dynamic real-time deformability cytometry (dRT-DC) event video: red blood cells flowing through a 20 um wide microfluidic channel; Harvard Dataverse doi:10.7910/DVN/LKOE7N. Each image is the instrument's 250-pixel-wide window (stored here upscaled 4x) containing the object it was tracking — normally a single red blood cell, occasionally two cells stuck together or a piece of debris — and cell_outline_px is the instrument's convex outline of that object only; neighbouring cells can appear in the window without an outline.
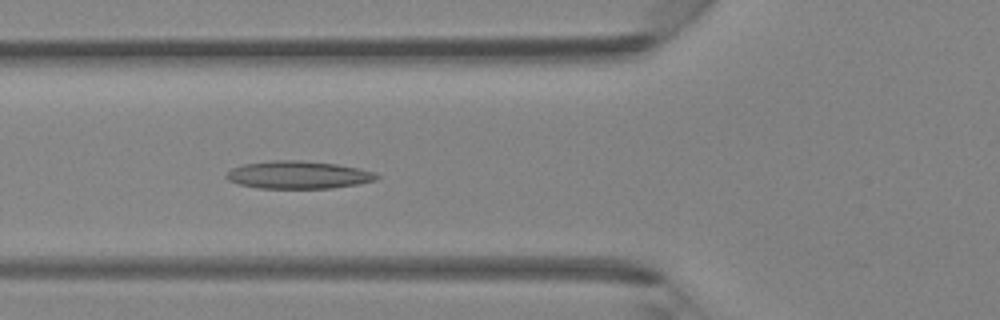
{"species": "Egyptian fruit bat (a non-hibernating species)", "species_latin": "Rousettus aegyptiacus", "temperature_condition": "room temperature", "stored_images_in_passage": 27, "camera_frame_rate_fps": 3000, "um_per_image_px": 0.085, "animal": {"sex": "female"}, "frame": {"image": 1, "passage_image": 16, "time_ms": 5.0, "image_size_px": [1000, 320], "cell_outline_px": [[380, 176], [376, 180], [356, 184], [332, 188], [260, 188], [240, 184], [228, 180], [224, 176], [232, 168], [244, 164], [272, 160], [300, 160], [336, 164], [376, 172]], "centroid_in_image_um": [25.35, 14.86], "position_along_channel_um": 100.4, "area_um2": 24.1}}
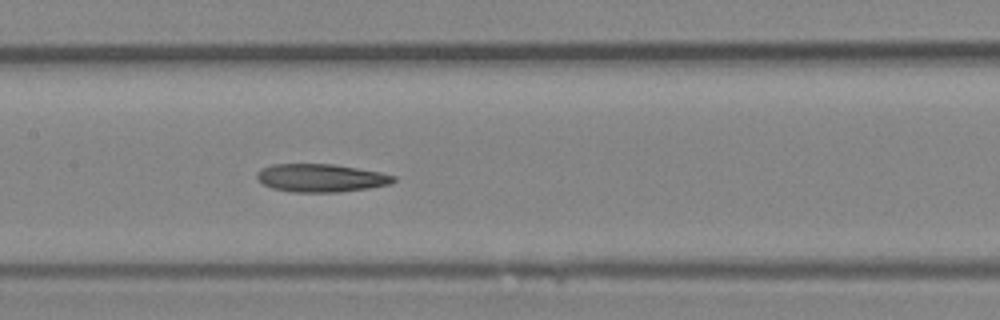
{"frame": {"image": 2, "passage_image": 21, "time_ms": 6.667, "image_size_px": [1000, 320], "cell_outline_px": [[396, 180], [392, 184], [368, 188], [340, 192], [292, 192], [272, 188], [264, 184], [256, 176], [256, 172], [260, 168], [272, 164], [336, 164], [380, 172], [396, 176]], "centroid_in_image_um": [27.29, 15.12], "position_along_channel_um": 180.1, "area_um2": 22.48}}
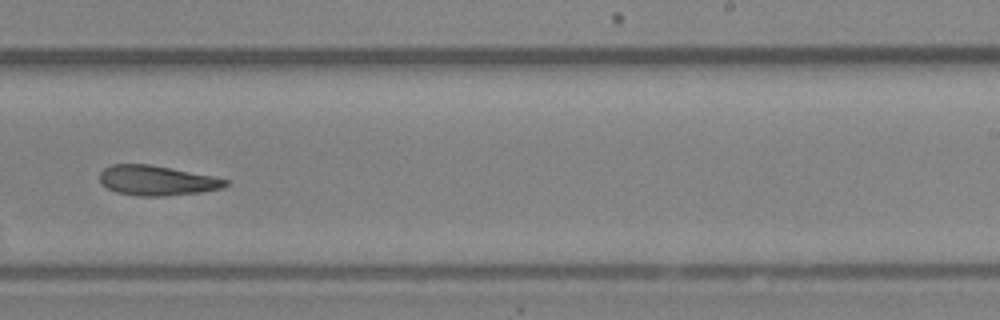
{"frame": {"image": 3, "passage_image": 27, "time_ms": 8.667, "image_size_px": [1000, 320], "cell_outline_px": [[228, 184], [224, 188], [200, 192], [164, 196], [140, 196], [116, 192], [108, 188], [100, 180], [100, 172], [104, 168], [112, 164], [152, 164], [212, 176], [228, 180]], "centroid_in_image_um": [13.34, 15.34], "position_along_channel_um": 275.7, "area_um2": 21.85}}